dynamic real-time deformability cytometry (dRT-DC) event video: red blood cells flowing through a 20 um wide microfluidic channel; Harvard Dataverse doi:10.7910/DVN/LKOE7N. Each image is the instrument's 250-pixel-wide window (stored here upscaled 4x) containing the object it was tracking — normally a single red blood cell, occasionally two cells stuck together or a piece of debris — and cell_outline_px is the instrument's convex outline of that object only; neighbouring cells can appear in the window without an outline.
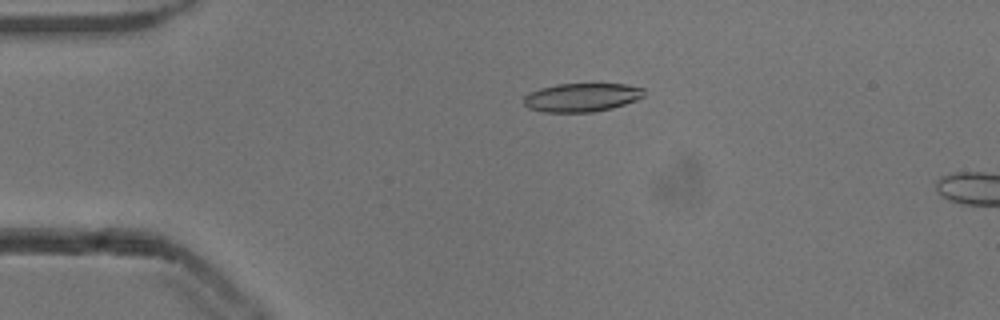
{"species": "common noctule bat (a hibernating species)", "species_latin": "Nyctalus noctula", "temperature_condition": "cold", "stored_images_in_passage": 44, "camera_frame_rate_fps": 3000, "um_per_image_px": 0.085, "animal": {"sex": "male", "body_mass_g": 13.3}, "frame": {"image": 1, "passage_image": 1, "time_ms": 0.0, "image_size_px": [1000, 320], "cell_outline_px": [[644, 96], [636, 100], [612, 108], [592, 112], [544, 112], [528, 108], [524, 104], [524, 96], [540, 88], [556, 84], [628, 84], [644, 88]], "centroid_in_image_um": [49.46, 8.28], "position_along_channel_um": 35.5, "area_um2": 20.0}}
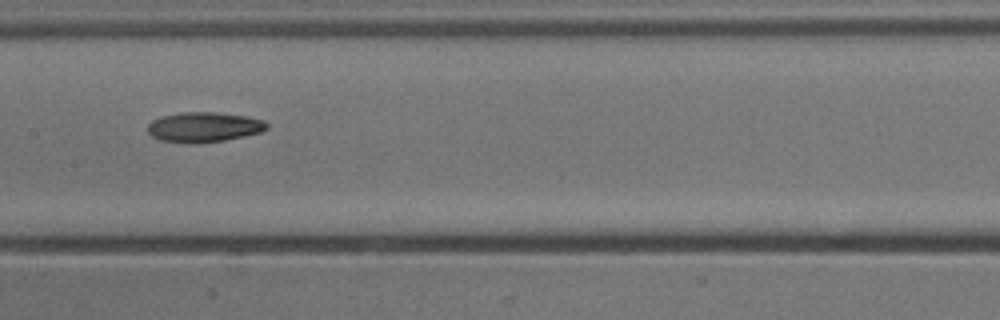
{"frame": {"image": 2, "passage_image": 16, "time_ms": 5.0, "image_size_px": [1000, 320], "cell_outline_px": [[268, 128], [260, 132], [244, 136], [224, 140], [196, 144], [188, 144], [160, 140], [152, 136], [148, 132], [148, 124], [152, 120], [160, 116], [184, 112], [212, 112], [248, 116], [264, 120], [268, 124]], "centroid_in_image_um": [17.32, 10.81], "position_along_channel_um": 190.1, "area_um2": 20.98}}
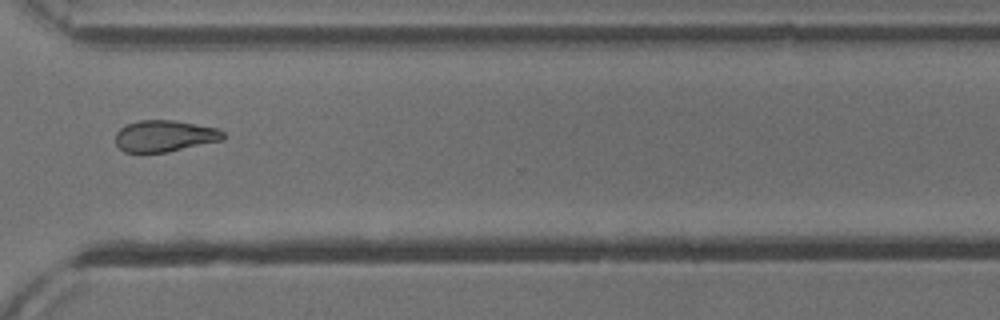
{"frame": {"image": 3, "passage_image": 29, "time_ms": 9.333, "image_size_px": [1000, 320], "cell_outline_px": [[224, 140], [168, 152], [124, 152], [116, 144], [116, 132], [120, 128], [128, 124], [140, 120], [176, 120], [216, 128], [224, 132]], "centroid_in_image_um": [14.01, 11.56], "position_along_channel_um": 356.6, "area_um2": 19.77}, "authors_computed_cell_mechanics": {"area_um2": 20.5479, "velocity_mm_per_s": 3.8562, "shape_relaxation_time_tau1_ms": 11.2712, "shape_relaxation_time_tau2_ms": null, "deformation_change_tau1": 0.2082, "deformation_change_tau2": null}}